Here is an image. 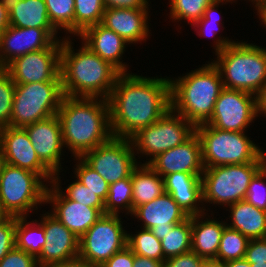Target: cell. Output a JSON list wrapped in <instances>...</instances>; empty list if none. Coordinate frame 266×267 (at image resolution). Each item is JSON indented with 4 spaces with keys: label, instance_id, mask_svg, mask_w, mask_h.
Masks as SVG:
<instances>
[{
    "label": "cell",
    "instance_id": "6da1fadb",
    "mask_svg": "<svg viewBox=\"0 0 266 267\" xmlns=\"http://www.w3.org/2000/svg\"><path fill=\"white\" fill-rule=\"evenodd\" d=\"M108 101L113 136L130 138L171 109L170 79L120 73Z\"/></svg>",
    "mask_w": 266,
    "mask_h": 267
},
{
    "label": "cell",
    "instance_id": "7a4b0ae2",
    "mask_svg": "<svg viewBox=\"0 0 266 267\" xmlns=\"http://www.w3.org/2000/svg\"><path fill=\"white\" fill-rule=\"evenodd\" d=\"M98 99L64 96L56 114L63 145L70 148L76 159L113 136L109 101Z\"/></svg>",
    "mask_w": 266,
    "mask_h": 267
},
{
    "label": "cell",
    "instance_id": "3957f363",
    "mask_svg": "<svg viewBox=\"0 0 266 267\" xmlns=\"http://www.w3.org/2000/svg\"><path fill=\"white\" fill-rule=\"evenodd\" d=\"M68 39L62 41L61 47L64 95L108 100L120 72L85 44L75 53Z\"/></svg>",
    "mask_w": 266,
    "mask_h": 267
},
{
    "label": "cell",
    "instance_id": "277c9868",
    "mask_svg": "<svg viewBox=\"0 0 266 267\" xmlns=\"http://www.w3.org/2000/svg\"><path fill=\"white\" fill-rule=\"evenodd\" d=\"M224 89L220 71L213 62L184 77L170 80L171 109L194 126L206 123Z\"/></svg>",
    "mask_w": 266,
    "mask_h": 267
},
{
    "label": "cell",
    "instance_id": "5b68a950",
    "mask_svg": "<svg viewBox=\"0 0 266 267\" xmlns=\"http://www.w3.org/2000/svg\"><path fill=\"white\" fill-rule=\"evenodd\" d=\"M215 46L218 61L213 64L225 77L224 88L256 95L266 82V49L226 38L216 40Z\"/></svg>",
    "mask_w": 266,
    "mask_h": 267
},
{
    "label": "cell",
    "instance_id": "8992f818",
    "mask_svg": "<svg viewBox=\"0 0 266 267\" xmlns=\"http://www.w3.org/2000/svg\"><path fill=\"white\" fill-rule=\"evenodd\" d=\"M202 145L204 168L244 163H266V152L254 144L245 132L225 131L200 124L195 126Z\"/></svg>",
    "mask_w": 266,
    "mask_h": 267
},
{
    "label": "cell",
    "instance_id": "52a82bcc",
    "mask_svg": "<svg viewBox=\"0 0 266 267\" xmlns=\"http://www.w3.org/2000/svg\"><path fill=\"white\" fill-rule=\"evenodd\" d=\"M64 96L62 82L16 85L10 126L23 128L56 115Z\"/></svg>",
    "mask_w": 266,
    "mask_h": 267
},
{
    "label": "cell",
    "instance_id": "ba28073f",
    "mask_svg": "<svg viewBox=\"0 0 266 267\" xmlns=\"http://www.w3.org/2000/svg\"><path fill=\"white\" fill-rule=\"evenodd\" d=\"M265 164L244 163L204 168L201 177L203 201L229 206L245 200L251 179Z\"/></svg>",
    "mask_w": 266,
    "mask_h": 267
},
{
    "label": "cell",
    "instance_id": "9c48e42d",
    "mask_svg": "<svg viewBox=\"0 0 266 267\" xmlns=\"http://www.w3.org/2000/svg\"><path fill=\"white\" fill-rule=\"evenodd\" d=\"M41 179L29 170L5 165L0 176V204L11 217H27L32 208L45 203L48 186Z\"/></svg>",
    "mask_w": 266,
    "mask_h": 267
},
{
    "label": "cell",
    "instance_id": "30bf717a",
    "mask_svg": "<svg viewBox=\"0 0 266 267\" xmlns=\"http://www.w3.org/2000/svg\"><path fill=\"white\" fill-rule=\"evenodd\" d=\"M195 133V126L170 109L153 124L141 128L130 137L135 151L153 156L183 144Z\"/></svg>",
    "mask_w": 266,
    "mask_h": 267
},
{
    "label": "cell",
    "instance_id": "8fae6325",
    "mask_svg": "<svg viewBox=\"0 0 266 267\" xmlns=\"http://www.w3.org/2000/svg\"><path fill=\"white\" fill-rule=\"evenodd\" d=\"M119 215L103 214L80 238L79 257L100 267L127 246Z\"/></svg>",
    "mask_w": 266,
    "mask_h": 267
},
{
    "label": "cell",
    "instance_id": "7c38bea8",
    "mask_svg": "<svg viewBox=\"0 0 266 267\" xmlns=\"http://www.w3.org/2000/svg\"><path fill=\"white\" fill-rule=\"evenodd\" d=\"M130 138L112 136L107 142L86 152L81 158L108 184L131 176L138 166Z\"/></svg>",
    "mask_w": 266,
    "mask_h": 267
},
{
    "label": "cell",
    "instance_id": "4fadbf2b",
    "mask_svg": "<svg viewBox=\"0 0 266 267\" xmlns=\"http://www.w3.org/2000/svg\"><path fill=\"white\" fill-rule=\"evenodd\" d=\"M56 40L49 48L19 56L3 69L10 75L15 85L39 82L61 81V47Z\"/></svg>",
    "mask_w": 266,
    "mask_h": 267
},
{
    "label": "cell",
    "instance_id": "5bb4252c",
    "mask_svg": "<svg viewBox=\"0 0 266 267\" xmlns=\"http://www.w3.org/2000/svg\"><path fill=\"white\" fill-rule=\"evenodd\" d=\"M255 117L257 109L253 94L224 88L215 102L211 118L205 124L220 130L244 132Z\"/></svg>",
    "mask_w": 266,
    "mask_h": 267
},
{
    "label": "cell",
    "instance_id": "9a60e30c",
    "mask_svg": "<svg viewBox=\"0 0 266 267\" xmlns=\"http://www.w3.org/2000/svg\"><path fill=\"white\" fill-rule=\"evenodd\" d=\"M0 147L6 163L38 174L44 181L54 174L40 161L26 130L22 127L0 128Z\"/></svg>",
    "mask_w": 266,
    "mask_h": 267
},
{
    "label": "cell",
    "instance_id": "2e32d148",
    "mask_svg": "<svg viewBox=\"0 0 266 267\" xmlns=\"http://www.w3.org/2000/svg\"><path fill=\"white\" fill-rule=\"evenodd\" d=\"M58 179L59 177L54 175L52 188H47L46 191L45 203H53L51 214L80 238L103 213L97 208L68 199L59 189Z\"/></svg>",
    "mask_w": 266,
    "mask_h": 267
},
{
    "label": "cell",
    "instance_id": "e0dca14e",
    "mask_svg": "<svg viewBox=\"0 0 266 267\" xmlns=\"http://www.w3.org/2000/svg\"><path fill=\"white\" fill-rule=\"evenodd\" d=\"M47 214H44L40 222L45 229L46 243L37 257L39 267H48L79 257V237L55 216L48 212Z\"/></svg>",
    "mask_w": 266,
    "mask_h": 267
},
{
    "label": "cell",
    "instance_id": "ac0fdd59",
    "mask_svg": "<svg viewBox=\"0 0 266 267\" xmlns=\"http://www.w3.org/2000/svg\"><path fill=\"white\" fill-rule=\"evenodd\" d=\"M161 177L170 173H192L202 176V145L196 132L183 144L157 155L147 163Z\"/></svg>",
    "mask_w": 266,
    "mask_h": 267
},
{
    "label": "cell",
    "instance_id": "d6986e66",
    "mask_svg": "<svg viewBox=\"0 0 266 267\" xmlns=\"http://www.w3.org/2000/svg\"><path fill=\"white\" fill-rule=\"evenodd\" d=\"M40 161L54 174L60 172L63 145L61 125L57 115L23 127ZM60 165V166H59Z\"/></svg>",
    "mask_w": 266,
    "mask_h": 267
},
{
    "label": "cell",
    "instance_id": "ffe728a7",
    "mask_svg": "<svg viewBox=\"0 0 266 267\" xmlns=\"http://www.w3.org/2000/svg\"><path fill=\"white\" fill-rule=\"evenodd\" d=\"M132 215L143 221L144 229H150L159 239L189 215L177 204L169 193L164 192L152 201L136 207Z\"/></svg>",
    "mask_w": 266,
    "mask_h": 267
},
{
    "label": "cell",
    "instance_id": "44dd1931",
    "mask_svg": "<svg viewBox=\"0 0 266 267\" xmlns=\"http://www.w3.org/2000/svg\"><path fill=\"white\" fill-rule=\"evenodd\" d=\"M54 42L44 29L9 25L0 33V68L19 56L49 48Z\"/></svg>",
    "mask_w": 266,
    "mask_h": 267
},
{
    "label": "cell",
    "instance_id": "7402d4cb",
    "mask_svg": "<svg viewBox=\"0 0 266 267\" xmlns=\"http://www.w3.org/2000/svg\"><path fill=\"white\" fill-rule=\"evenodd\" d=\"M148 9L105 8L101 24L120 35L128 43L148 37Z\"/></svg>",
    "mask_w": 266,
    "mask_h": 267
},
{
    "label": "cell",
    "instance_id": "603a6c76",
    "mask_svg": "<svg viewBox=\"0 0 266 267\" xmlns=\"http://www.w3.org/2000/svg\"><path fill=\"white\" fill-rule=\"evenodd\" d=\"M87 47L103 60L109 62L120 73H126L127 67L123 64L121 56L125 51V45L128 43L120 35L106 28L101 23L86 28L79 35Z\"/></svg>",
    "mask_w": 266,
    "mask_h": 267
},
{
    "label": "cell",
    "instance_id": "cb8c5ba5",
    "mask_svg": "<svg viewBox=\"0 0 266 267\" xmlns=\"http://www.w3.org/2000/svg\"><path fill=\"white\" fill-rule=\"evenodd\" d=\"M202 176L192 173H170L163 177L164 189L177 204L189 215L203 214L198 202L203 201ZM203 212V213H202Z\"/></svg>",
    "mask_w": 266,
    "mask_h": 267
},
{
    "label": "cell",
    "instance_id": "d4e9b609",
    "mask_svg": "<svg viewBox=\"0 0 266 267\" xmlns=\"http://www.w3.org/2000/svg\"><path fill=\"white\" fill-rule=\"evenodd\" d=\"M203 215L191 216V251L203 259H216L226 222L223 224L212 219L200 221V217H204Z\"/></svg>",
    "mask_w": 266,
    "mask_h": 267
},
{
    "label": "cell",
    "instance_id": "484cf974",
    "mask_svg": "<svg viewBox=\"0 0 266 267\" xmlns=\"http://www.w3.org/2000/svg\"><path fill=\"white\" fill-rule=\"evenodd\" d=\"M232 223L228 227L238 230L250 239L266 237V211L256 208L246 200L229 205ZM232 224V225H231Z\"/></svg>",
    "mask_w": 266,
    "mask_h": 267
},
{
    "label": "cell",
    "instance_id": "4316f807",
    "mask_svg": "<svg viewBox=\"0 0 266 267\" xmlns=\"http://www.w3.org/2000/svg\"><path fill=\"white\" fill-rule=\"evenodd\" d=\"M9 25L44 29L55 41L58 32L50 23L44 0H20L9 13Z\"/></svg>",
    "mask_w": 266,
    "mask_h": 267
},
{
    "label": "cell",
    "instance_id": "83f0119b",
    "mask_svg": "<svg viewBox=\"0 0 266 267\" xmlns=\"http://www.w3.org/2000/svg\"><path fill=\"white\" fill-rule=\"evenodd\" d=\"M133 210L161 196L164 192V181L148 164H141L131 174Z\"/></svg>",
    "mask_w": 266,
    "mask_h": 267
},
{
    "label": "cell",
    "instance_id": "f1b7e54d",
    "mask_svg": "<svg viewBox=\"0 0 266 267\" xmlns=\"http://www.w3.org/2000/svg\"><path fill=\"white\" fill-rule=\"evenodd\" d=\"M26 218L16 217V247L37 258L46 243L45 229L41 223H26Z\"/></svg>",
    "mask_w": 266,
    "mask_h": 267
},
{
    "label": "cell",
    "instance_id": "f546056e",
    "mask_svg": "<svg viewBox=\"0 0 266 267\" xmlns=\"http://www.w3.org/2000/svg\"><path fill=\"white\" fill-rule=\"evenodd\" d=\"M191 237V216H189L163 235L161 246L164 258L168 259L191 251Z\"/></svg>",
    "mask_w": 266,
    "mask_h": 267
},
{
    "label": "cell",
    "instance_id": "4dcf8cb0",
    "mask_svg": "<svg viewBox=\"0 0 266 267\" xmlns=\"http://www.w3.org/2000/svg\"><path fill=\"white\" fill-rule=\"evenodd\" d=\"M74 35L101 23L105 6L103 0H74Z\"/></svg>",
    "mask_w": 266,
    "mask_h": 267
},
{
    "label": "cell",
    "instance_id": "1f68e13d",
    "mask_svg": "<svg viewBox=\"0 0 266 267\" xmlns=\"http://www.w3.org/2000/svg\"><path fill=\"white\" fill-rule=\"evenodd\" d=\"M249 239L238 230L224 228L216 259L222 263L244 259Z\"/></svg>",
    "mask_w": 266,
    "mask_h": 267
},
{
    "label": "cell",
    "instance_id": "d6a6232c",
    "mask_svg": "<svg viewBox=\"0 0 266 267\" xmlns=\"http://www.w3.org/2000/svg\"><path fill=\"white\" fill-rule=\"evenodd\" d=\"M132 181L131 176L109 184V192L105 201V214L119 215V208L132 215Z\"/></svg>",
    "mask_w": 266,
    "mask_h": 267
},
{
    "label": "cell",
    "instance_id": "836d02e7",
    "mask_svg": "<svg viewBox=\"0 0 266 267\" xmlns=\"http://www.w3.org/2000/svg\"><path fill=\"white\" fill-rule=\"evenodd\" d=\"M127 246L135 255H140L165 261L161 240H159L150 229H144L136 235L127 234Z\"/></svg>",
    "mask_w": 266,
    "mask_h": 267
},
{
    "label": "cell",
    "instance_id": "e575fe53",
    "mask_svg": "<svg viewBox=\"0 0 266 267\" xmlns=\"http://www.w3.org/2000/svg\"><path fill=\"white\" fill-rule=\"evenodd\" d=\"M46 3L49 21L58 30L66 29L67 33L74 34V0H44Z\"/></svg>",
    "mask_w": 266,
    "mask_h": 267
},
{
    "label": "cell",
    "instance_id": "d590c367",
    "mask_svg": "<svg viewBox=\"0 0 266 267\" xmlns=\"http://www.w3.org/2000/svg\"><path fill=\"white\" fill-rule=\"evenodd\" d=\"M216 0H171L170 16L174 20H188L191 25L199 21L208 5Z\"/></svg>",
    "mask_w": 266,
    "mask_h": 267
},
{
    "label": "cell",
    "instance_id": "8d00e7d4",
    "mask_svg": "<svg viewBox=\"0 0 266 267\" xmlns=\"http://www.w3.org/2000/svg\"><path fill=\"white\" fill-rule=\"evenodd\" d=\"M78 165L75 168L77 180L87 186L92 192L98 195L104 202L109 192V184L106 180L92 169L81 157H78Z\"/></svg>",
    "mask_w": 266,
    "mask_h": 267
},
{
    "label": "cell",
    "instance_id": "74e56055",
    "mask_svg": "<svg viewBox=\"0 0 266 267\" xmlns=\"http://www.w3.org/2000/svg\"><path fill=\"white\" fill-rule=\"evenodd\" d=\"M15 88L10 75L0 68V128L10 126Z\"/></svg>",
    "mask_w": 266,
    "mask_h": 267
},
{
    "label": "cell",
    "instance_id": "f35d334b",
    "mask_svg": "<svg viewBox=\"0 0 266 267\" xmlns=\"http://www.w3.org/2000/svg\"><path fill=\"white\" fill-rule=\"evenodd\" d=\"M65 191L66 193L64 194H66L65 196L68 199L92 208H97L105 214V202L77 179L75 182L70 184Z\"/></svg>",
    "mask_w": 266,
    "mask_h": 267
},
{
    "label": "cell",
    "instance_id": "ab89813d",
    "mask_svg": "<svg viewBox=\"0 0 266 267\" xmlns=\"http://www.w3.org/2000/svg\"><path fill=\"white\" fill-rule=\"evenodd\" d=\"M265 178L266 164L251 179L245 200L256 208L266 211V187L263 186L265 184L263 179Z\"/></svg>",
    "mask_w": 266,
    "mask_h": 267
},
{
    "label": "cell",
    "instance_id": "60d3db41",
    "mask_svg": "<svg viewBox=\"0 0 266 267\" xmlns=\"http://www.w3.org/2000/svg\"><path fill=\"white\" fill-rule=\"evenodd\" d=\"M0 267H39L37 258L16 246L1 260Z\"/></svg>",
    "mask_w": 266,
    "mask_h": 267
},
{
    "label": "cell",
    "instance_id": "b9f144b4",
    "mask_svg": "<svg viewBox=\"0 0 266 267\" xmlns=\"http://www.w3.org/2000/svg\"><path fill=\"white\" fill-rule=\"evenodd\" d=\"M16 217L0 225V260L16 246Z\"/></svg>",
    "mask_w": 266,
    "mask_h": 267
},
{
    "label": "cell",
    "instance_id": "7bdbcfd3",
    "mask_svg": "<svg viewBox=\"0 0 266 267\" xmlns=\"http://www.w3.org/2000/svg\"><path fill=\"white\" fill-rule=\"evenodd\" d=\"M223 1H226V2L228 1L229 2L230 0H216V1H214L212 4L207 6V8L204 11L203 17L199 21H197V22H195L193 24V26L195 25L194 27L197 26V28L202 26L201 29H200V31H202L200 33H204V34H202V36H204L206 34H207L206 35L207 37L211 36V35L214 36L215 32H214V29L213 30L211 29L212 28L211 23L214 24V22L215 23L217 22L218 23L217 25H219V23H220L219 18H217L218 16H215V15H217V13H215L214 10H215L216 7H218L219 3H221V2L223 3ZM208 27H211V28H208ZM216 32H217V30H216Z\"/></svg>",
    "mask_w": 266,
    "mask_h": 267
},
{
    "label": "cell",
    "instance_id": "ee69618b",
    "mask_svg": "<svg viewBox=\"0 0 266 267\" xmlns=\"http://www.w3.org/2000/svg\"><path fill=\"white\" fill-rule=\"evenodd\" d=\"M245 259L249 263H266V237L249 240Z\"/></svg>",
    "mask_w": 266,
    "mask_h": 267
},
{
    "label": "cell",
    "instance_id": "f6af8a7d",
    "mask_svg": "<svg viewBox=\"0 0 266 267\" xmlns=\"http://www.w3.org/2000/svg\"><path fill=\"white\" fill-rule=\"evenodd\" d=\"M203 258L193 251L168 258L164 261L165 267H200Z\"/></svg>",
    "mask_w": 266,
    "mask_h": 267
},
{
    "label": "cell",
    "instance_id": "bcb514c9",
    "mask_svg": "<svg viewBox=\"0 0 266 267\" xmlns=\"http://www.w3.org/2000/svg\"><path fill=\"white\" fill-rule=\"evenodd\" d=\"M134 263V253L126 246L123 250L112 255L100 267H132Z\"/></svg>",
    "mask_w": 266,
    "mask_h": 267
},
{
    "label": "cell",
    "instance_id": "7dc6e473",
    "mask_svg": "<svg viewBox=\"0 0 266 267\" xmlns=\"http://www.w3.org/2000/svg\"><path fill=\"white\" fill-rule=\"evenodd\" d=\"M105 8L148 9V0H103Z\"/></svg>",
    "mask_w": 266,
    "mask_h": 267
},
{
    "label": "cell",
    "instance_id": "c3c4849f",
    "mask_svg": "<svg viewBox=\"0 0 266 267\" xmlns=\"http://www.w3.org/2000/svg\"><path fill=\"white\" fill-rule=\"evenodd\" d=\"M132 267H165V264L163 261L134 254V263Z\"/></svg>",
    "mask_w": 266,
    "mask_h": 267
},
{
    "label": "cell",
    "instance_id": "681fc988",
    "mask_svg": "<svg viewBox=\"0 0 266 267\" xmlns=\"http://www.w3.org/2000/svg\"><path fill=\"white\" fill-rule=\"evenodd\" d=\"M256 98V109H257V116L258 113L265 114L266 116V82L262 85L260 90L255 95Z\"/></svg>",
    "mask_w": 266,
    "mask_h": 267
},
{
    "label": "cell",
    "instance_id": "f907efd6",
    "mask_svg": "<svg viewBox=\"0 0 266 267\" xmlns=\"http://www.w3.org/2000/svg\"><path fill=\"white\" fill-rule=\"evenodd\" d=\"M48 267H95V266L80 257H76L74 259L63 261L61 263H56Z\"/></svg>",
    "mask_w": 266,
    "mask_h": 267
},
{
    "label": "cell",
    "instance_id": "816d5d0a",
    "mask_svg": "<svg viewBox=\"0 0 266 267\" xmlns=\"http://www.w3.org/2000/svg\"><path fill=\"white\" fill-rule=\"evenodd\" d=\"M9 26V13L0 3V33Z\"/></svg>",
    "mask_w": 266,
    "mask_h": 267
},
{
    "label": "cell",
    "instance_id": "f5cc1de1",
    "mask_svg": "<svg viewBox=\"0 0 266 267\" xmlns=\"http://www.w3.org/2000/svg\"><path fill=\"white\" fill-rule=\"evenodd\" d=\"M225 267H252L251 263H249L245 258L239 260H231L225 262Z\"/></svg>",
    "mask_w": 266,
    "mask_h": 267
},
{
    "label": "cell",
    "instance_id": "db71d44e",
    "mask_svg": "<svg viewBox=\"0 0 266 267\" xmlns=\"http://www.w3.org/2000/svg\"><path fill=\"white\" fill-rule=\"evenodd\" d=\"M200 267H225V264L217 259H204Z\"/></svg>",
    "mask_w": 266,
    "mask_h": 267
},
{
    "label": "cell",
    "instance_id": "11a10c76",
    "mask_svg": "<svg viewBox=\"0 0 266 267\" xmlns=\"http://www.w3.org/2000/svg\"><path fill=\"white\" fill-rule=\"evenodd\" d=\"M19 1L20 0H0V3L5 7L7 12L10 13Z\"/></svg>",
    "mask_w": 266,
    "mask_h": 267
},
{
    "label": "cell",
    "instance_id": "9f6ffc18",
    "mask_svg": "<svg viewBox=\"0 0 266 267\" xmlns=\"http://www.w3.org/2000/svg\"><path fill=\"white\" fill-rule=\"evenodd\" d=\"M11 216L4 210L0 204V225L5 223Z\"/></svg>",
    "mask_w": 266,
    "mask_h": 267
},
{
    "label": "cell",
    "instance_id": "6f0895ef",
    "mask_svg": "<svg viewBox=\"0 0 266 267\" xmlns=\"http://www.w3.org/2000/svg\"><path fill=\"white\" fill-rule=\"evenodd\" d=\"M6 164H7L6 163V159L4 157L2 149L0 147V176H1L2 172H3V169H4Z\"/></svg>",
    "mask_w": 266,
    "mask_h": 267
},
{
    "label": "cell",
    "instance_id": "680465c9",
    "mask_svg": "<svg viewBox=\"0 0 266 267\" xmlns=\"http://www.w3.org/2000/svg\"><path fill=\"white\" fill-rule=\"evenodd\" d=\"M259 16H266V1L263 5L258 9Z\"/></svg>",
    "mask_w": 266,
    "mask_h": 267
},
{
    "label": "cell",
    "instance_id": "91938a15",
    "mask_svg": "<svg viewBox=\"0 0 266 267\" xmlns=\"http://www.w3.org/2000/svg\"><path fill=\"white\" fill-rule=\"evenodd\" d=\"M251 1H253V3L255 2L254 4H256L255 5L256 10H258L266 0H251Z\"/></svg>",
    "mask_w": 266,
    "mask_h": 267
},
{
    "label": "cell",
    "instance_id": "94428289",
    "mask_svg": "<svg viewBox=\"0 0 266 267\" xmlns=\"http://www.w3.org/2000/svg\"><path fill=\"white\" fill-rule=\"evenodd\" d=\"M252 267H266V263H251Z\"/></svg>",
    "mask_w": 266,
    "mask_h": 267
},
{
    "label": "cell",
    "instance_id": "6125c7cd",
    "mask_svg": "<svg viewBox=\"0 0 266 267\" xmlns=\"http://www.w3.org/2000/svg\"><path fill=\"white\" fill-rule=\"evenodd\" d=\"M259 18L262 20L263 24L266 26V16H259Z\"/></svg>",
    "mask_w": 266,
    "mask_h": 267
}]
</instances>
